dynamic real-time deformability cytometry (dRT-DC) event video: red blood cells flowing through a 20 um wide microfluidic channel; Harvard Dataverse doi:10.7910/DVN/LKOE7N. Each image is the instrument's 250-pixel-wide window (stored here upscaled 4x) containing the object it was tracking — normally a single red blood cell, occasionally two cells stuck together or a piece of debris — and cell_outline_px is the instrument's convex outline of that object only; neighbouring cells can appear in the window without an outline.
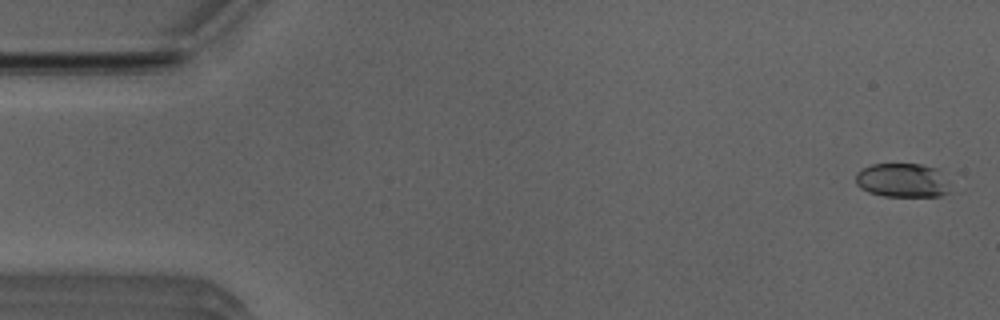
{"species": "Egyptian fruit bat (a non-hibernating species)", "species_latin": "Rousettus aegyptiacus", "temperature_condition": "room temperature", "stored_images_in_passage": 52, "camera_frame_rate_fps": 3000, "um_per_image_px": 0.085, "animal": {"sex": "male"}, "frame": {"image": 1, "passage_image": 2, "time_ms": 0.333, "image_size_px": [1000, 320], "cell_outline_px": [[948, 192], [940, 196], [884, 196], [868, 192], [860, 188], [856, 184], [856, 172], [872, 164], [920, 164], [936, 168], [948, 180]], "centroid_in_image_um": [76.69, 15.33], "position_along_channel_um": 8.3, "area_um2": 18.73}}
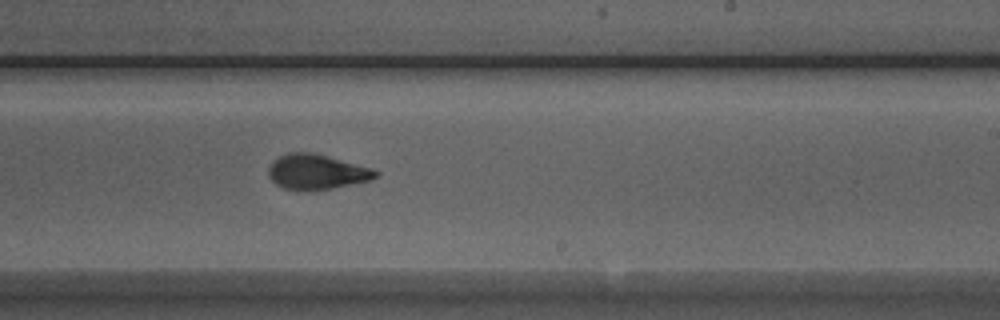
{"frame": {"image": 2, "passage_image": 31, "time_ms": 10.0, "image_size_px": [1000, 320], "cell_outline_px": [[380, 172], [372, 180], [332, 188], [284, 188], [276, 184], [268, 176], [268, 168], [272, 160], [288, 152], [312, 152], [328, 156], [372, 168]], "centroid_in_image_um": [26.92, 14.57], "position_along_channel_um": 262.1, "area_um2": 21.44}}
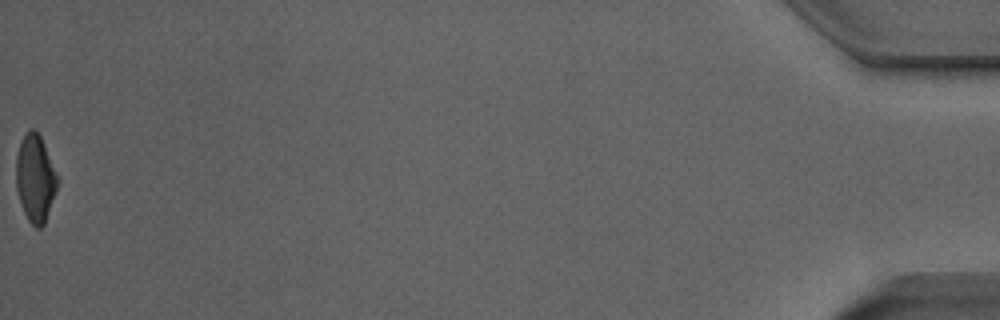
{"frame": {"image": 3, "passage_image": 52, "time_ms": 17.0, "image_size_px": [1000, 320], "cell_outline_px": [[60, 180], [44, 224], [40, 228], [36, 228], [28, 220], [24, 212], [16, 188], [16, 156], [20, 140], [24, 132], [28, 128], [32, 128], [40, 136], [60, 176]], "centroid_in_image_um": [3.01, 15.11], "position_along_channel_um": 432.2, "area_um2": 21.39}, "authors_computed_cell_mechanics": {"area_um2": 21.4149, "velocity_mm_per_s": 3.9848, "shape_relaxation_time_tau1_ms": 3.8213, "shape_relaxation_time_tau2_ms": 1.3332, "deformation_change_tau1": 0.1539, "deformation_change_tau2": 0.0736}}